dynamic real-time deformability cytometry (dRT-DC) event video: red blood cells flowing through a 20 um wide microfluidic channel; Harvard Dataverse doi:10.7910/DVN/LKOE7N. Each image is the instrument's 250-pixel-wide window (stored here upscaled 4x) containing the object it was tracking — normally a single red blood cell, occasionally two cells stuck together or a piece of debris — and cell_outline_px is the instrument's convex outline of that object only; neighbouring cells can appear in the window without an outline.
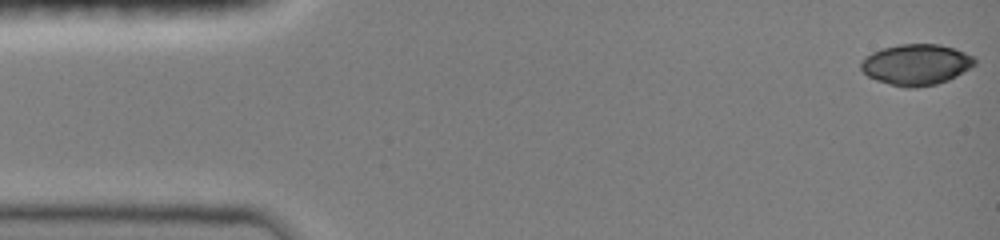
{"species": "common noctule bat (a hibernating species)", "species_latin": "Nyctalus noctula", "temperature_condition": "room temperature", "stored_images_in_passage": 24, "camera_frame_rate_fps": 3000, "um_per_image_px": 0.085, "animal": {"sex": "female", "body_mass_g": 19.0, "forearm_length_mm": 51.5}, "frame": {"image": 1, "passage_image": 1, "time_ms": 0.0, "image_size_px": [1000, 240], "cell_outline_px": [[976, 64], [956, 76], [948, 80], [936, 84], [916, 88], [904, 88], [876, 80], [868, 76], [860, 68], [860, 60], [864, 56], [872, 52], [884, 48], [900, 44], [940, 44], [976, 56]], "centroid_in_image_um": [77.87, 5.49], "position_along_channel_um": 7.1, "area_um2": 27.28}}
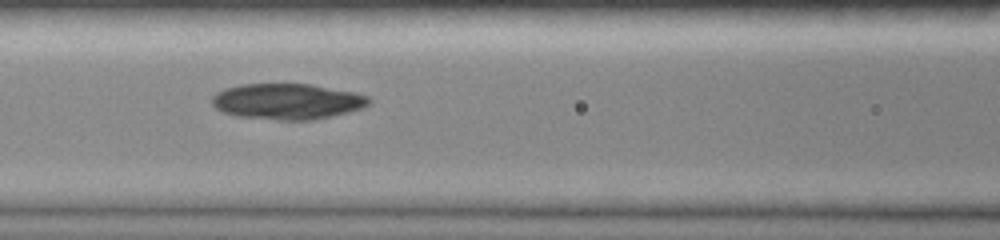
{"frame": {"image": 2, "passage_image": 14, "time_ms": 6.333, "image_size_px": [1000, 240], "cell_outline_px": [[372, 100], [364, 108], [316, 120], [276, 120], [236, 116], [224, 112], [216, 108], [212, 104], [212, 96], [216, 92], [224, 88], [240, 84], [308, 84], [356, 92], [368, 96]], "centroid_in_image_um": [24.42, 8.62], "position_along_channel_um": 142.2, "area_um2": 33.0}}
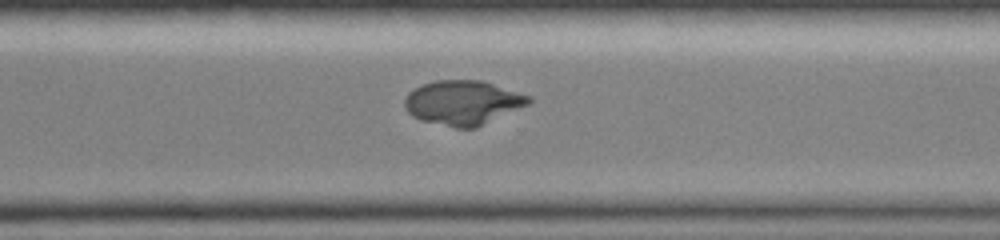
{"frame": {"image": 3, "passage_image": 24, "time_ms": 11.0, "image_size_px": [1000, 240], "cell_outline_px": [[532, 100], [528, 104], [476, 128], [456, 128], [420, 120], [412, 116], [404, 108], [404, 100], [408, 92], [424, 84], [436, 80], [484, 80], [532, 96]], "centroid_in_image_um": [39.35, 8.72], "position_along_channel_um": 331.3, "area_um2": 32.25}}